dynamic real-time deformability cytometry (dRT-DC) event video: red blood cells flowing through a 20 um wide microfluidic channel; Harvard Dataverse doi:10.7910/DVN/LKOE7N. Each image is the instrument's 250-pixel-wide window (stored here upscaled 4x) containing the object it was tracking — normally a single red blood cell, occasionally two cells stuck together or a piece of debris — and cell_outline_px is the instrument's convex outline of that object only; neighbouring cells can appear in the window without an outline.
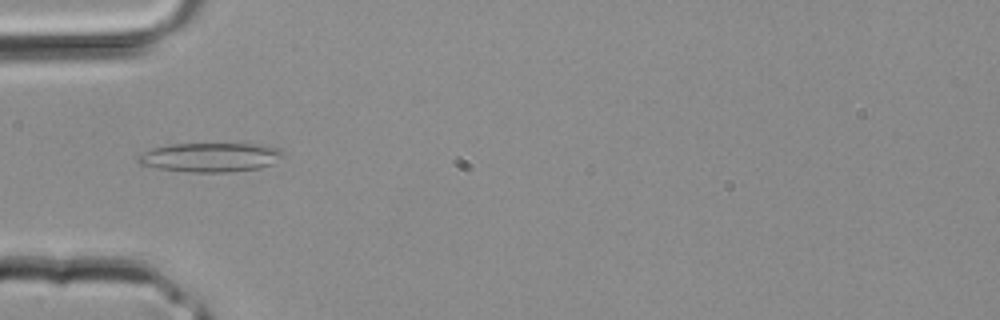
{"species": "common noctule bat (a hibernating species)", "species_latin": "Nyctalus noctula", "temperature_condition": "room temperature", "stored_images_in_passage": 2, "camera_frame_rate_fps": 3000, "um_per_image_px": 0.085, "animal": {"sex": "male", "body_mass_g": 20.4}, "frame": {"image": 1, "passage_image": 2, "time_ms": 0.333, "image_size_px": [1000, 320], "cell_outline_px": [[284, 156], [272, 164], [260, 168], [228, 172], [192, 172], [156, 168], [140, 164], [136, 160], [136, 156], [152, 148], [172, 144], [268, 144], [280, 148], [284, 152]], "centroid_in_image_um": [17.92, 13.36], "position_along_channel_um": 67.1, "area_um2": 24.85}}